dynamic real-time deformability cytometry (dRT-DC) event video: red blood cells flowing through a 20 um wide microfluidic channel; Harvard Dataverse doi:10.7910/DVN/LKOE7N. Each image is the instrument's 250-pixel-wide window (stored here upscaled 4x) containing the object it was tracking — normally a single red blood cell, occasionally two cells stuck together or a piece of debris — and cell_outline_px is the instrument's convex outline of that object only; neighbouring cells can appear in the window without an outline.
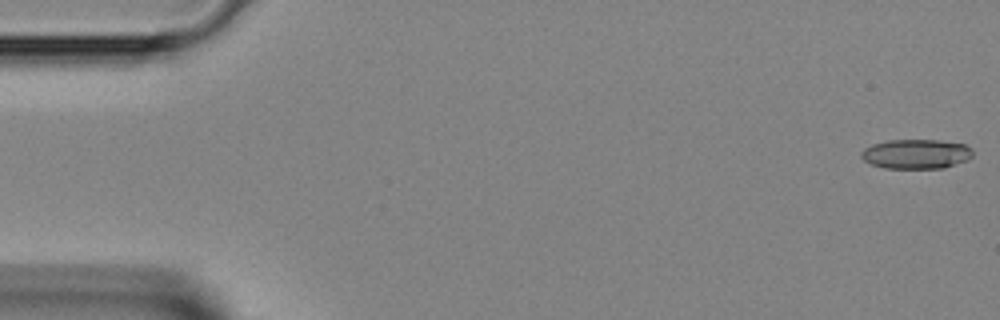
{"species": "Egyptian fruit bat (a non-hibernating species)", "species_latin": "Rousettus aegyptiacus", "temperature_condition": "room temperature", "stored_images_in_passage": 38, "camera_frame_rate_fps": 3000, "um_per_image_px": 0.085, "animal": {"sex": "female"}, "frame": {"image": 1, "passage_image": 1, "time_ms": 0.0, "image_size_px": [1000, 320], "cell_outline_px": [[972, 156], [968, 160], [944, 168], [884, 168], [872, 164], [864, 160], [860, 156], [860, 152], [864, 148], [872, 144], [888, 140], [936, 140], [964, 144], [972, 148]], "centroid_in_image_um": [77.86, 13.09], "position_along_channel_um": 7.1, "area_um2": 19.25}}
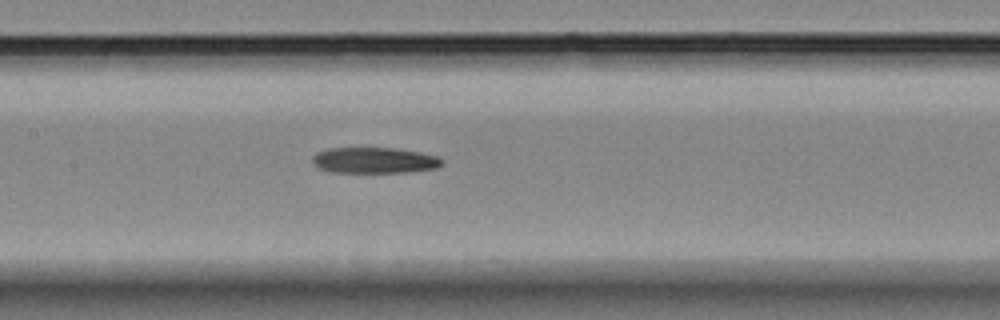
{"frame": {"image": 2, "passage_image": 20, "time_ms": 6.333, "image_size_px": [1000, 320], "cell_outline_px": [[444, 164], [436, 168], [408, 172], [332, 172], [320, 168], [312, 164], [312, 156], [316, 152], [328, 148], [396, 148], [420, 152], [440, 156], [444, 160]], "centroid_in_image_um": [31.85, 13.62], "position_along_channel_um": 175.6, "area_um2": 19.77}}
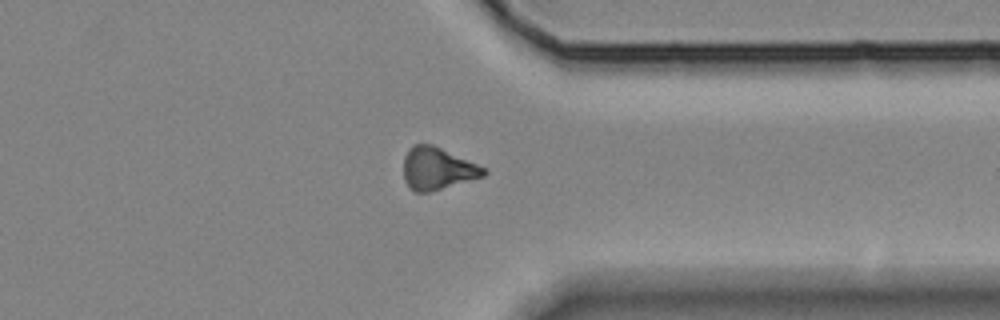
{"frame": {"image": 3, "passage_image": 33, "time_ms": 10.667, "image_size_px": [1000, 320], "cell_outline_px": [[488, 172], [484, 176], [428, 192], [416, 192], [404, 180], [404, 156], [408, 148], [412, 144], [432, 144], [488, 168]], "centroid_in_image_um": [37.2, 14.3], "position_along_channel_um": 374.2, "area_um2": 19.71}}